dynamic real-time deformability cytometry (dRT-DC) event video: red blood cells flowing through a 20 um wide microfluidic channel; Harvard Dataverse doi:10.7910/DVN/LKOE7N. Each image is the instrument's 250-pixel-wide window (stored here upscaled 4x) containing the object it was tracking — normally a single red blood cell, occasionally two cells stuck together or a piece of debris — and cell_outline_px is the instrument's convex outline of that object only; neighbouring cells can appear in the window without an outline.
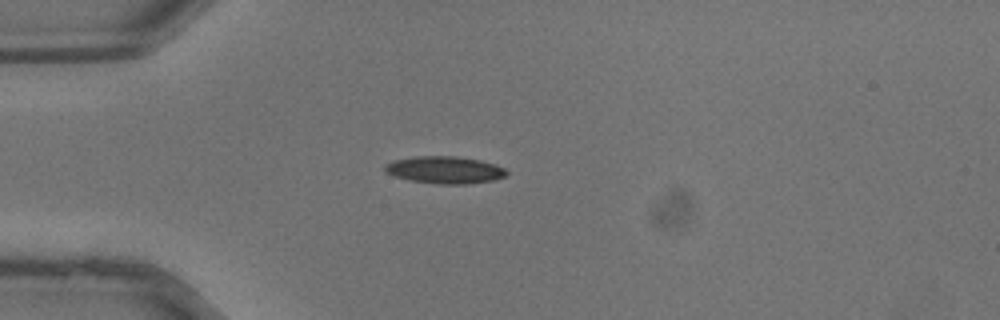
{"species": "common noctule bat (a hibernating species)", "species_latin": "Nyctalus noctula", "temperature_condition": "warm", "stored_images_in_passage": 15, "camera_frame_rate_fps": 3000, "um_per_image_px": 0.085, "animal": {"sex": "male", "body_mass_g": 13.3}, "frame": {"image": 1, "passage_image": 4, "time_ms": 1.0, "image_size_px": [1000, 320], "cell_outline_px": [[508, 172], [504, 176], [492, 180], [468, 184], [436, 184], [408, 180], [384, 172], [384, 164], [392, 160], [416, 156], [452, 156], [480, 160], [504, 168]], "centroid_in_image_um": [37.74, 14.44], "position_along_channel_um": 47.3, "area_um2": 19.25}}
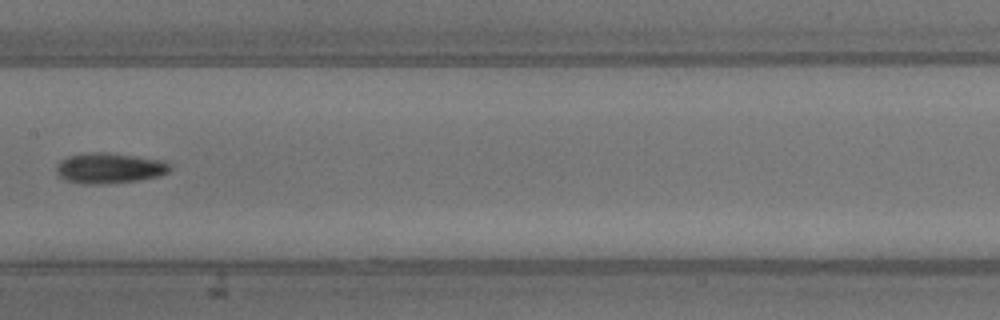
{"frame": {"image": 2, "passage_image": 13, "time_ms": 4.0, "image_size_px": [1000, 320], "cell_outline_px": [[172, 168], [168, 172], [160, 176], [136, 180], [100, 184], [80, 184], [64, 180], [56, 172], [56, 168], [60, 160], [68, 156], [88, 152], [104, 152], [164, 160], [172, 164]], "centroid_in_image_um": [9.3, 14.29], "position_along_channel_um": 198.1, "area_um2": 20.29}}